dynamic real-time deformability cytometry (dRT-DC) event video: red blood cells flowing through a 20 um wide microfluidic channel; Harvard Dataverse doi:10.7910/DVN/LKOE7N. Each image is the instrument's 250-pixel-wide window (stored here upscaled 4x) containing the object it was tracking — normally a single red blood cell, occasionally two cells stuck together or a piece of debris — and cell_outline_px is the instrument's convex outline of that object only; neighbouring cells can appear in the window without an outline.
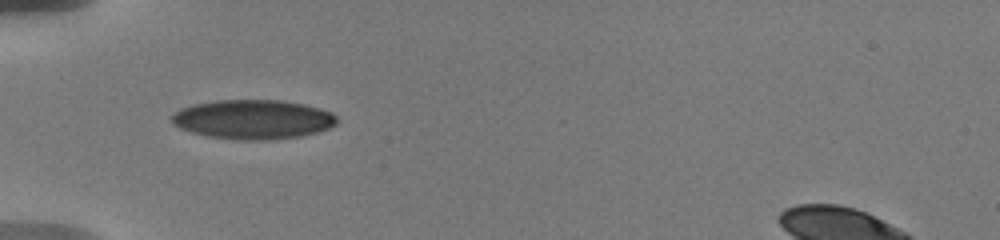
{"species": "human", "species_latin": "Homo sapiens", "temperature_condition": "warm", "stored_images_in_passage": 24, "camera_frame_rate_fps": 3000, "um_per_image_px": 0.085, "donor": {"sex": "male"}, "frame": {"image": 1, "passage_image": 1, "time_ms": 0.0, "image_size_px": [1000, 240], "cell_outline_px": [[336, 124], [320, 132], [300, 136], [268, 140], [236, 140], [208, 136], [192, 132], [180, 128], [172, 124], [168, 116], [180, 108], [192, 104], [216, 100], [280, 100], [304, 104], [320, 108], [332, 112], [336, 116]], "centroid_in_image_um": [21.47, 10.14], "position_along_channel_um": 63.5, "area_um2": 38.26}}
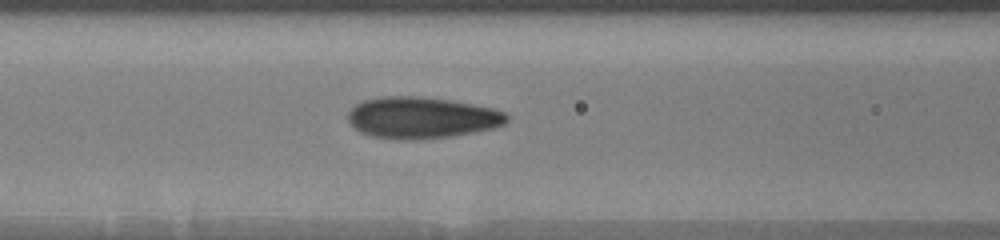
{"frame": {"image": 2, "passage_image": 13, "time_ms": 2.0, "image_size_px": [1000, 240], "cell_outline_px": [[508, 120], [504, 124], [496, 128], [452, 136], [416, 140], [400, 140], [372, 136], [360, 132], [352, 128], [348, 120], [348, 112], [356, 104], [364, 100], [380, 96], [420, 96], [452, 100], [492, 108], [508, 112]], "centroid_in_image_um": [35.84, 10.0], "position_along_channel_um": 130.8, "area_um2": 38.84}}
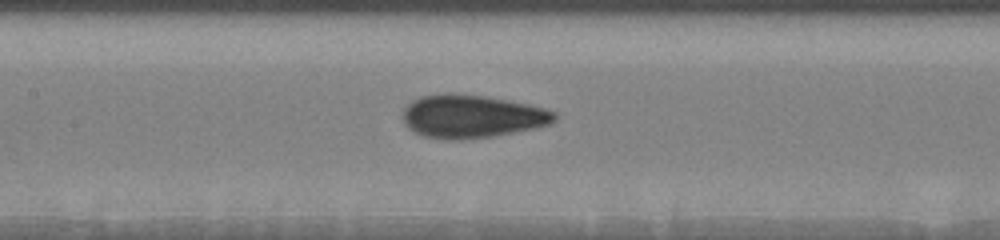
{"frame": {"image": 3, "passage_image": 19, "time_ms": 3.0, "image_size_px": [1000, 240], "cell_outline_px": [[560, 116], [552, 124], [492, 136], [444, 140], [424, 136], [408, 128], [404, 124], [404, 108], [412, 100], [420, 96], [444, 92], [448, 92], [488, 96], [528, 104], [544, 108], [556, 112]], "centroid_in_image_um": [40.11, 9.86], "position_along_channel_um": 167.3, "area_um2": 38.21}}